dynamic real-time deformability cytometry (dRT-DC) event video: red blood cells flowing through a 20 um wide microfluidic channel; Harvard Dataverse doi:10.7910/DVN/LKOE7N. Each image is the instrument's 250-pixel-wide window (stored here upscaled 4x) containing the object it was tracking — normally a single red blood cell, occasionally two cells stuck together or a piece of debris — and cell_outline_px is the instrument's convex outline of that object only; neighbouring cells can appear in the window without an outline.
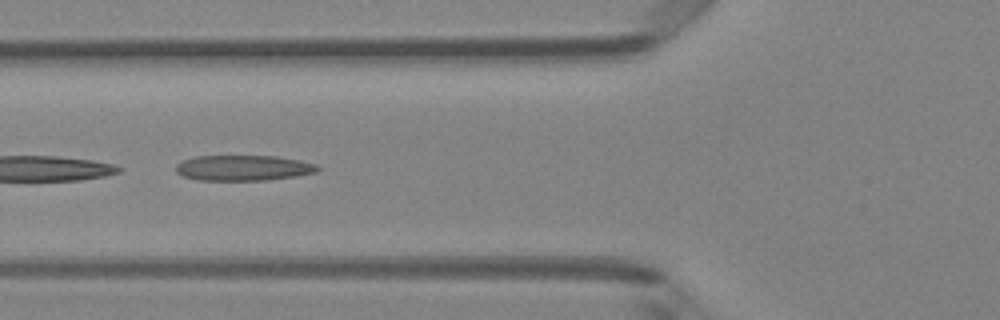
{"species": "Egyptian fruit bat (a non-hibernating species)", "species_latin": "Rousettus aegyptiacus", "temperature_condition": "room temperature", "stored_images_in_passage": 6, "camera_frame_rate_fps": 3000, "um_per_image_px": 0.085, "animal": {"sex": "female"}, "frame": {"image": 1, "passage_image": 6, "time_ms": 1.667, "image_size_px": [1000, 320], "cell_outline_px": [[320, 168], [316, 172], [296, 176], [268, 180], [196, 180], [184, 176], [176, 172], [176, 164], [180, 160], [192, 156], [276, 156], [300, 160], [316, 164]], "centroid_in_image_um": [20.65, 14.27], "position_along_channel_um": 105.2, "area_um2": 21.21}}